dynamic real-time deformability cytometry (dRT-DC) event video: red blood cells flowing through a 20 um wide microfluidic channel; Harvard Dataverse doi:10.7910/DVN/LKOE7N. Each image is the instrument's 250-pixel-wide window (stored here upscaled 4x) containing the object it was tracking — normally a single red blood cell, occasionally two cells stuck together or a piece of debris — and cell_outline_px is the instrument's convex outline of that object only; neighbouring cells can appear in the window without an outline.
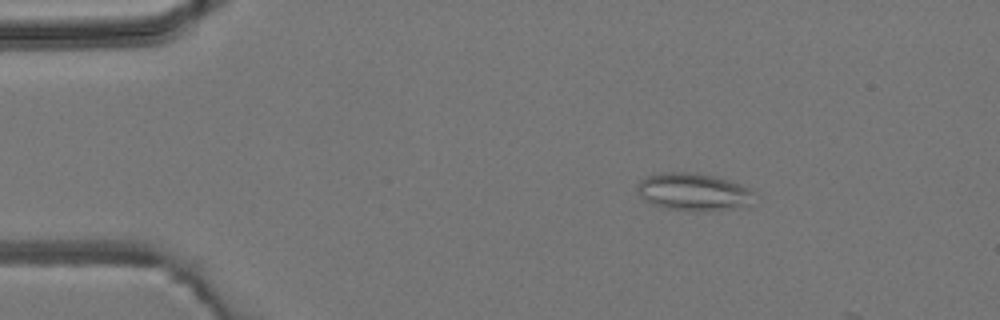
{"species": "common noctule bat (a hibernating species)", "species_latin": "Nyctalus noctula", "temperature_condition": "room temperature", "stored_images_in_passage": 2, "camera_frame_rate_fps": 3000, "um_per_image_px": 0.085, "animal": {"sex": "male", "body_mass_g": 19.2, "forearm_length_mm": 51.8}, "frame": {"image": 1, "passage_image": 1, "time_ms": 0.0, "image_size_px": [1000, 320], "cell_outline_px": [[756, 192], [752, 204], [732, 208], [704, 212], [696, 212], [668, 208], [652, 204], [644, 200], [640, 196], [636, 188], [636, 184], [640, 180], [648, 176], [660, 172], [692, 172], [716, 176], [740, 184]], "centroid_in_image_um": [58.95, 16.31], "position_along_channel_um": 26.1, "area_um2": 25.95}}